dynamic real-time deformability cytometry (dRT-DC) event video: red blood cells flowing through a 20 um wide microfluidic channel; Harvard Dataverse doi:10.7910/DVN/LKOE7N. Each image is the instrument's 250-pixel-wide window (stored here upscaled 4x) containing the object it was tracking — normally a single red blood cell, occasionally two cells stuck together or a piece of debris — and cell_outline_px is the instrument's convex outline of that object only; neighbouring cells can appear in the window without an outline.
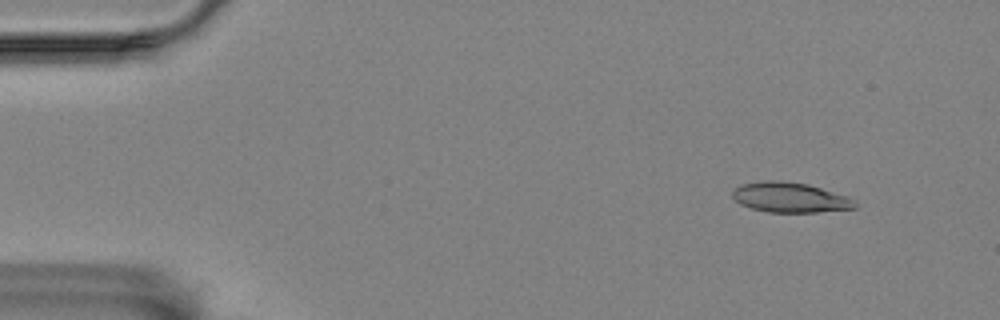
{"species": "Egyptian fruit bat (a non-hibernating species)", "species_latin": "Rousettus aegyptiacus", "temperature_condition": "room temperature", "stored_images_in_passage": 55, "camera_frame_rate_fps": 3000, "um_per_image_px": 0.085, "animal": {"sex": "female"}, "frame": {"image": 1, "passage_image": 3, "time_ms": 0.667, "image_size_px": [1000, 320], "cell_outline_px": [[856, 208], [816, 212], [768, 212], [752, 208], [740, 204], [732, 196], [732, 192], [740, 184], [768, 180], [772, 180], [808, 184], [848, 196], [856, 200]], "centroid_in_image_um": [67.17, 16.78], "position_along_channel_um": 17.8, "area_um2": 21.33}}
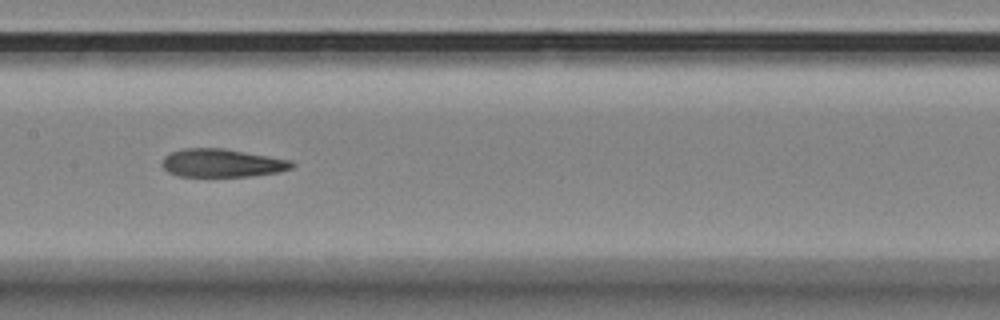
{"frame": {"image": 2, "passage_image": 26, "time_ms": 8.333, "image_size_px": [1000, 320], "cell_outline_px": [[296, 164], [292, 168], [280, 172], [252, 176], [176, 176], [168, 172], [160, 164], [164, 156], [172, 152], [184, 148], [224, 148], [292, 160]], "centroid_in_image_um": [18.88, 13.86], "position_along_channel_um": 188.5, "area_um2": 21.5}}
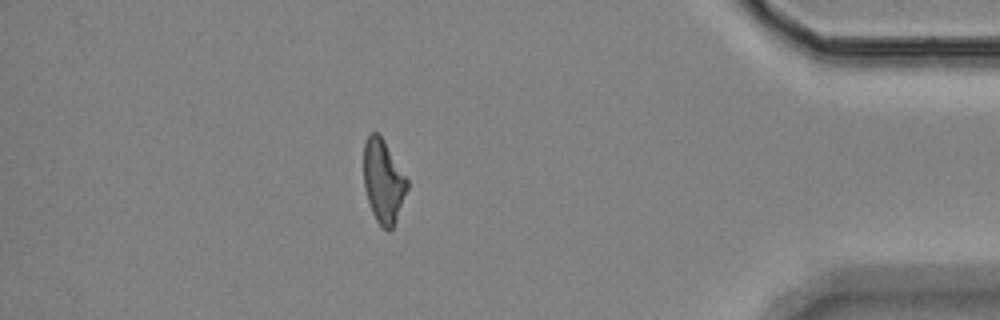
{"frame": {"image": 3, "passage_image": 48, "time_ms": 15.667, "image_size_px": [1000, 320], "cell_outline_px": [[408, 188], [396, 220], [392, 228], [388, 232], [376, 220], [372, 212], [364, 188], [364, 144], [368, 136], [372, 132], [376, 132], [384, 140], [408, 180]], "centroid_in_image_um": [32.58, 15.41], "position_along_channel_um": 402.6, "area_um2": 20.87}, "authors_computed_cell_mechanics": {"area_um2": 21.964, "velocity_mm_per_s": 3.4508, "shape_relaxation_time_tau1_ms": null, "shape_relaxation_time_tau2_ms": 4.1252, "deformation_change_tau1": null, "deformation_change_tau2": 0.1317}}